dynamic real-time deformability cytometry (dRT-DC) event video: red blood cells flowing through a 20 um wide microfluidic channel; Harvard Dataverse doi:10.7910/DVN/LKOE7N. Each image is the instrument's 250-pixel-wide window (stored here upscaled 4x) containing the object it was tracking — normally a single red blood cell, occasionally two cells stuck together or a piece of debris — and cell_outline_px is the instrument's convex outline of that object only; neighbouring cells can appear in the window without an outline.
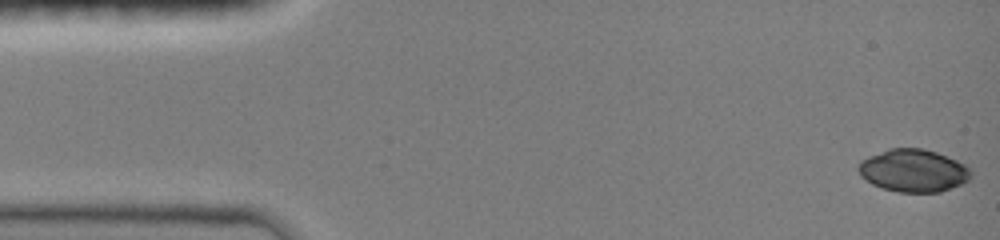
{"species": "common noctule bat (a hibernating species)", "species_latin": "Nyctalus noctula", "temperature_condition": "room temperature", "stored_images_in_passage": 47, "camera_frame_rate_fps": 3000, "um_per_image_px": 0.085, "animal": {"sex": "female", "body_mass_g": 19.0, "forearm_length_mm": 51.5}, "frame": {"image": 1, "passage_image": 1, "time_ms": 0.0, "image_size_px": [1000, 240], "cell_outline_px": [[972, 176], [968, 180], [960, 184], [940, 192], [900, 192], [884, 188], [872, 184], [860, 176], [856, 168], [860, 160], [868, 156], [888, 148], [924, 148], [936, 152], [956, 160], [964, 164], [972, 172]], "centroid_in_image_um": [77.6, 14.49], "position_along_channel_um": 7.4, "area_um2": 28.03}}
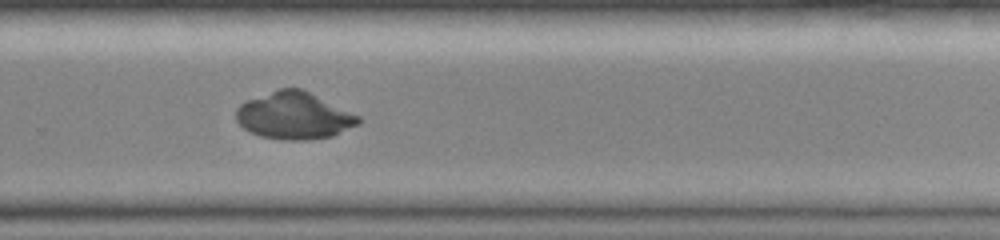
{"frame": {"image": 2, "passage_image": 32, "time_ms": 10.333, "image_size_px": [1000, 240], "cell_outline_px": [[360, 124], [332, 136], [304, 140], [284, 140], [260, 136], [248, 132], [236, 120], [236, 108], [240, 104], [248, 100], [280, 88], [304, 88], [360, 116]], "centroid_in_image_um": [25.01, 9.83], "position_along_channel_um": 304.8, "area_um2": 33.7}}
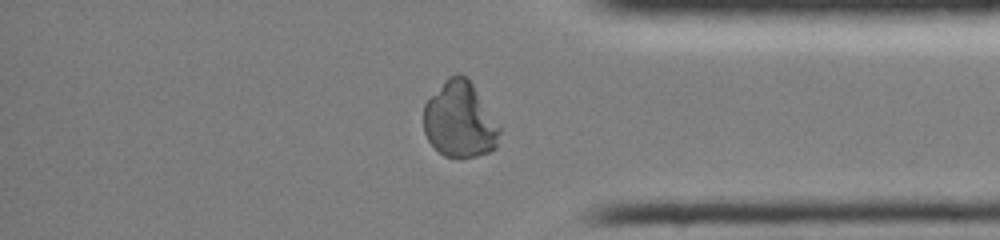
{"frame": {"image": 3, "passage_image": 39, "time_ms": 12.667, "image_size_px": [1000, 240], "cell_outline_px": [[500, 132], [496, 148], [488, 152], [476, 156], [444, 156], [428, 140], [424, 132], [424, 104], [444, 80], [448, 76], [460, 72], [472, 84], [500, 128]], "centroid_in_image_um": [39.06, 10.18], "position_along_channel_um": 396.1, "area_um2": 33.0}}